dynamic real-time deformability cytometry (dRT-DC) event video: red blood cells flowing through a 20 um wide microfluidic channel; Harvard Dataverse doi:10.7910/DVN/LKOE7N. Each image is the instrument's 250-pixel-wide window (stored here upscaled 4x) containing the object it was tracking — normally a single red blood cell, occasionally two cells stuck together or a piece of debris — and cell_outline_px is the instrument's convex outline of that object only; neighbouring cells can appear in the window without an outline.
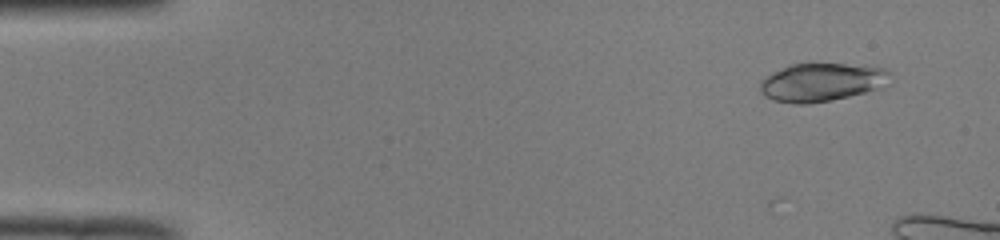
{"species": "common noctule bat (a hibernating species)", "species_latin": "Nyctalus noctula", "temperature_condition": "room temperature", "stored_images_in_passage": 2, "camera_frame_rate_fps": 3000, "um_per_image_px": 0.085, "animal": {"sex": "male", "body_mass_g": 19.0, "forearm_length_mm": 50.8}, "frame": {"image": 1, "passage_image": 2, "time_ms": 0.333, "image_size_px": [1000, 240], "cell_outline_px": [[892, 84], [880, 88], [848, 96], [828, 100], [804, 104], [796, 104], [776, 100], [764, 96], [760, 92], [760, 84], [768, 76], [792, 64], [844, 64], [884, 68], [892, 72]], "centroid_in_image_um": [69.94, 6.99], "position_along_channel_um": 15.1, "area_um2": 28.61}}